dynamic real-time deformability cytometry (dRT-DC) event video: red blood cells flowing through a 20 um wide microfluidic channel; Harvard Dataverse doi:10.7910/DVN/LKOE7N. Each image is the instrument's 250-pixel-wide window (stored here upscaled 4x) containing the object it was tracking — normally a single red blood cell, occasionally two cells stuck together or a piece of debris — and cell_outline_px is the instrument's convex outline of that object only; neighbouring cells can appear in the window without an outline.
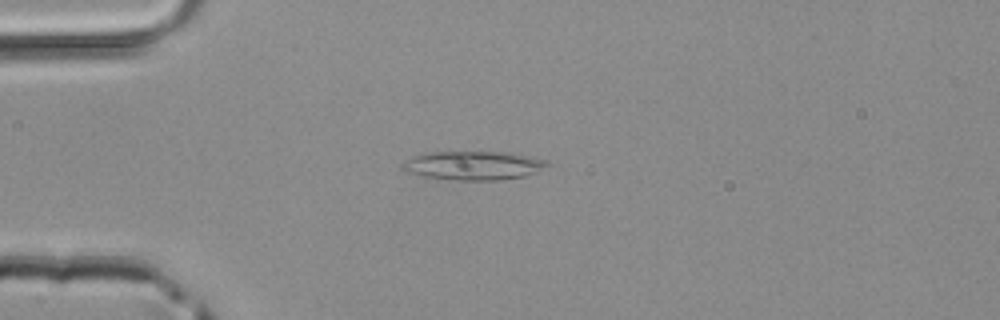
{"species": "common noctule bat (a hibernating species)", "species_latin": "Nyctalus noctula", "temperature_condition": "room temperature", "stored_images_in_passage": 47, "camera_frame_rate_fps": 3000, "um_per_image_px": 0.085, "animal": {"sex": "male", "body_mass_g": 20.4}, "frame": {"image": 1, "passage_image": 12, "time_ms": 3.667, "image_size_px": [1000, 320], "cell_outline_px": [[552, 164], [524, 176], [500, 180], [452, 180], [424, 176], [404, 172], [400, 168], [400, 164], [412, 156], [432, 152], [508, 152], [548, 160]], "centroid_in_image_um": [40.2, 14.07], "position_along_channel_um": 44.8, "area_um2": 24.39}}
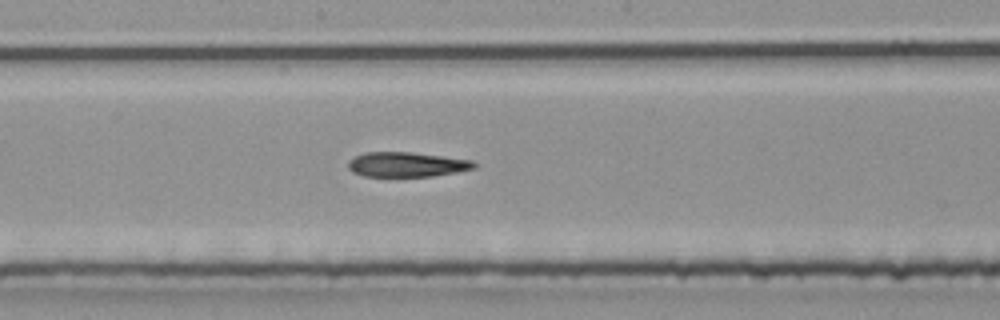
{"frame": {"image": 2, "passage_image": 25, "time_ms": 8.0, "image_size_px": [1000, 320], "cell_outline_px": [[476, 168], [456, 172], [432, 176], [364, 176], [352, 172], [348, 168], [348, 160], [364, 152], [412, 152], [472, 160], [476, 164]], "centroid_in_image_um": [34.55, 13.98], "position_along_channel_um": 213.6, "area_um2": 18.15}}
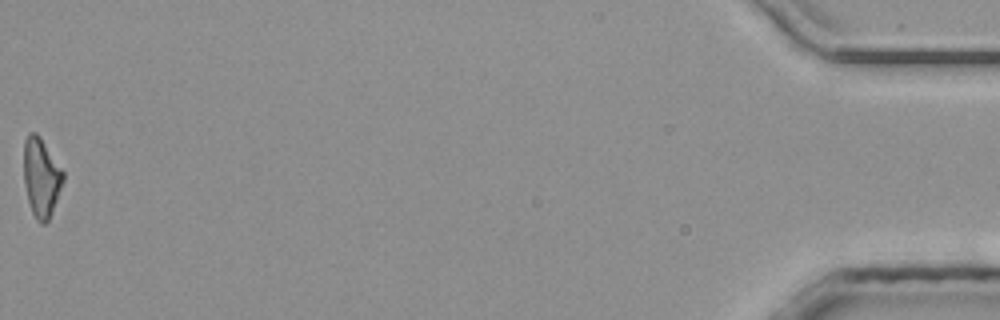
{"frame": {"image": 3, "passage_image": 47, "time_ms": 15.333, "image_size_px": [1000, 320], "cell_outline_px": [[64, 180], [52, 212], [48, 220], [44, 224], [40, 224], [36, 220], [32, 212], [28, 200], [24, 184], [24, 140], [28, 132], [36, 132], [40, 136], [64, 172]], "centroid_in_image_um": [3.5, 15.07], "position_along_channel_um": 431.7, "area_um2": 18.15}}